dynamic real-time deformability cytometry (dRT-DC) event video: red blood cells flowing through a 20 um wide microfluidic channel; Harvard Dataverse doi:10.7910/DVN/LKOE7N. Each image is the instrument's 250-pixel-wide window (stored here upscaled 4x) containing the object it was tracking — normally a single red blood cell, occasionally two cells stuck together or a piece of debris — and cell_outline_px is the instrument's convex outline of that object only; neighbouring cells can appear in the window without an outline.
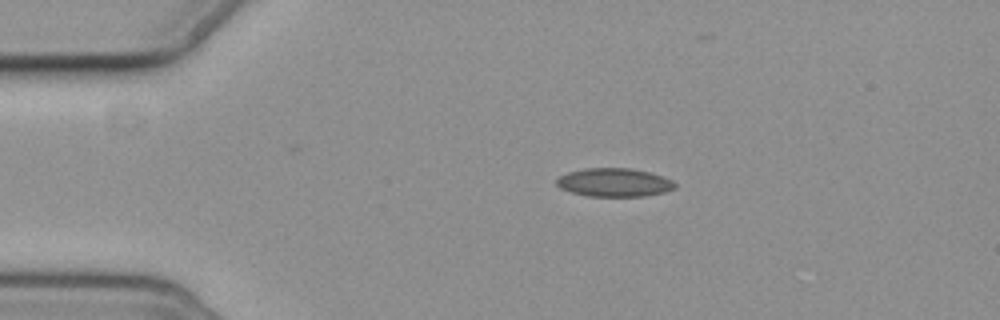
{"species": "common noctule bat (a hibernating species)", "species_latin": "Nyctalus noctula", "temperature_condition": "cold", "stored_images_in_passage": 6, "camera_frame_rate_fps": 3000, "um_per_image_px": 0.085, "animal": {"sex": "female", "body_mass_g": 19.3, "forearm_length_mm": 54.1}, "frame": {"image": 1, "passage_image": 3, "time_ms": 2.333, "image_size_px": [1000, 320], "cell_outline_px": [[676, 188], [664, 192], [644, 196], [588, 196], [572, 192], [560, 188], [556, 184], [556, 180], [560, 176], [568, 172], [584, 168], [632, 168], [664, 176], [672, 180], [676, 184]], "centroid_in_image_um": [52.22, 15.5], "position_along_channel_um": 32.8, "area_um2": 19.65}}
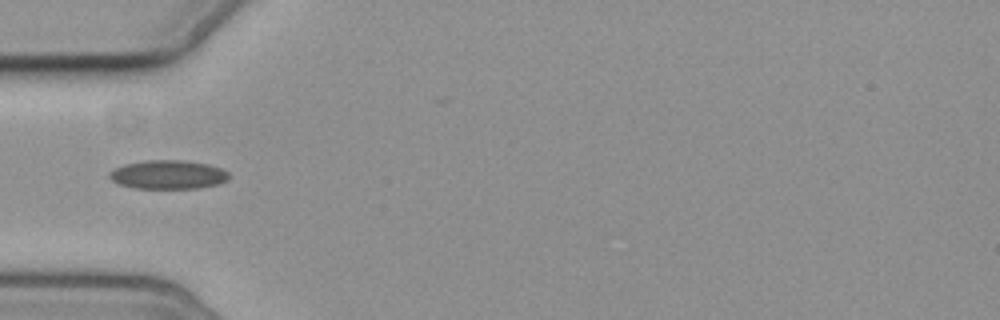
{"frame": {"image": 2, "passage_image": 5, "time_ms": 4.667, "image_size_px": [1000, 320], "cell_outline_px": [[228, 180], [216, 184], [196, 188], [132, 188], [116, 184], [108, 176], [108, 172], [124, 164], [144, 160], [180, 160], [208, 164], [220, 168], [228, 172]], "centroid_in_image_um": [14.23, 14.84], "position_along_channel_um": 70.8, "area_um2": 20.06}}